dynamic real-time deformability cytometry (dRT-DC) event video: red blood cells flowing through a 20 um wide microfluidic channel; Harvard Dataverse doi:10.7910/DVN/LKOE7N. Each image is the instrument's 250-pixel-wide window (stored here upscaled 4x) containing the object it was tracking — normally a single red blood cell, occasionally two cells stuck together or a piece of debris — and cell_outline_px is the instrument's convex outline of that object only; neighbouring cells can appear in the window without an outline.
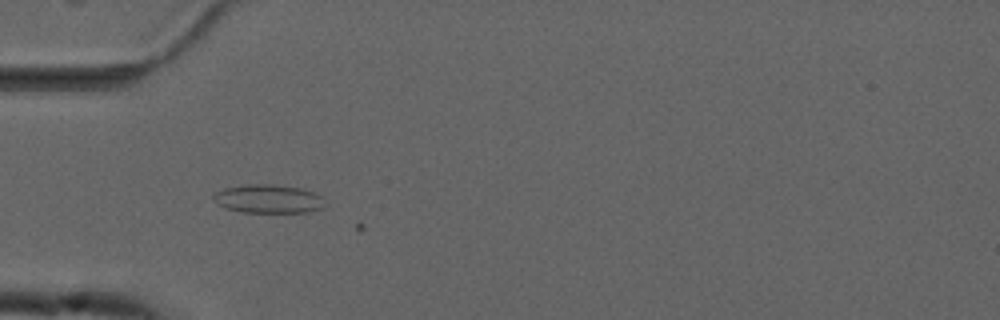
{"species": "common noctule bat (a hibernating species)", "species_latin": "Nyctalus noctula", "temperature_condition": "cold", "stored_images_in_passage": 7, "camera_frame_rate_fps": 3000, "um_per_image_px": 0.085, "animal": {"sex": "male", "forearm_length_mm": 52.5}, "frame": {"image": 1, "passage_image": 6, "time_ms": 1.667, "image_size_px": [1000, 320], "cell_outline_px": [[324, 208], [308, 212], [240, 212], [224, 208], [216, 204], [212, 200], [212, 196], [216, 192], [224, 188], [244, 184], [272, 184], [304, 188], [320, 196]], "centroid_in_image_um": [22.74, 16.9], "position_along_channel_um": 62.3, "area_um2": 18.73}}